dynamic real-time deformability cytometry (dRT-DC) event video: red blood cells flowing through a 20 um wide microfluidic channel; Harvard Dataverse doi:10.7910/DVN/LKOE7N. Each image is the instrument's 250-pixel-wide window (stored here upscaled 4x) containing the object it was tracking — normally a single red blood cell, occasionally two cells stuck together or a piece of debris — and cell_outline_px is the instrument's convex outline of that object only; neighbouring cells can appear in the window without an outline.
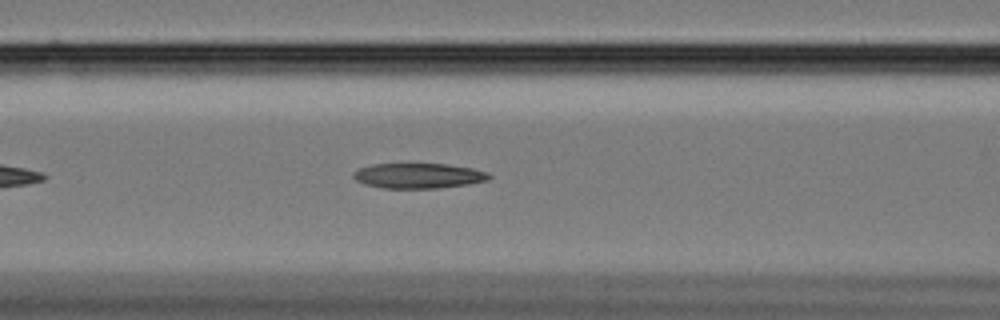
{"species": "Egyptian fruit bat (a non-hibernating species)", "species_latin": "Rousettus aegyptiacus", "temperature_condition": "cold", "stored_images_in_passage": 15, "camera_frame_rate_fps": 3000, "um_per_image_px": 0.085, "animal": {"sex": "female"}, "frame": {"image": 1, "passage_image": 11, "time_ms": 3.333, "image_size_px": [1000, 320], "cell_outline_px": [[492, 176], [488, 180], [468, 184], [436, 188], [384, 188], [364, 184], [356, 180], [352, 176], [352, 172], [360, 168], [372, 164], [448, 164], [472, 168], [488, 172]], "centroid_in_image_um": [35.56, 14.93], "position_along_channel_um": 131.0, "area_um2": 19.88}}